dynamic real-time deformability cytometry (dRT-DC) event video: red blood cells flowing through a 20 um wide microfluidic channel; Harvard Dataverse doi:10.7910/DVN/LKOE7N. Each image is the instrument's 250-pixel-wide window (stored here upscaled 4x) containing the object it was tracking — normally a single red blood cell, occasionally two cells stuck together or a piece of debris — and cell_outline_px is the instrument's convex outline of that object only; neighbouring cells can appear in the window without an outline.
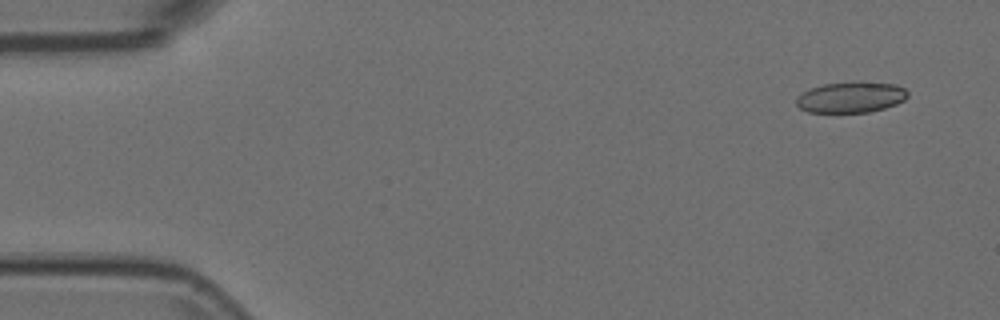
{"species": "Egyptian fruit bat (a non-hibernating species)", "species_latin": "Rousettus aegyptiacus", "temperature_condition": "room temperature", "stored_images_in_passage": 49, "camera_frame_rate_fps": 3000, "um_per_image_px": 0.085, "animal": {"sex": "female"}, "frame": {"image": 1, "passage_image": 1, "time_ms": 0.0, "image_size_px": [1000, 320], "cell_outline_px": [[908, 96], [904, 100], [896, 104], [884, 108], [868, 112], [808, 112], [800, 108], [796, 104], [796, 96], [812, 88], [824, 84], [860, 80], [896, 84], [904, 88], [908, 92]], "centroid_in_image_um": [72.35, 8.24], "position_along_channel_um": 12.6, "area_um2": 20.29}}
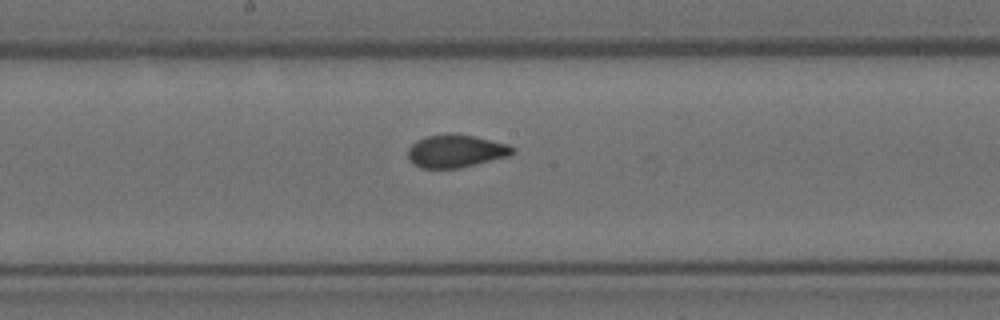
{"frame": {"image": 2, "passage_image": 26, "time_ms": 8.333, "image_size_px": [1000, 320], "cell_outline_px": [[516, 152], [508, 156], [460, 168], [420, 168], [408, 156], [408, 148], [416, 140], [424, 136], [472, 136], [508, 144], [516, 148]], "centroid_in_image_um": [38.77, 12.87], "position_along_channel_um": 209.4, "area_um2": 19.36}}
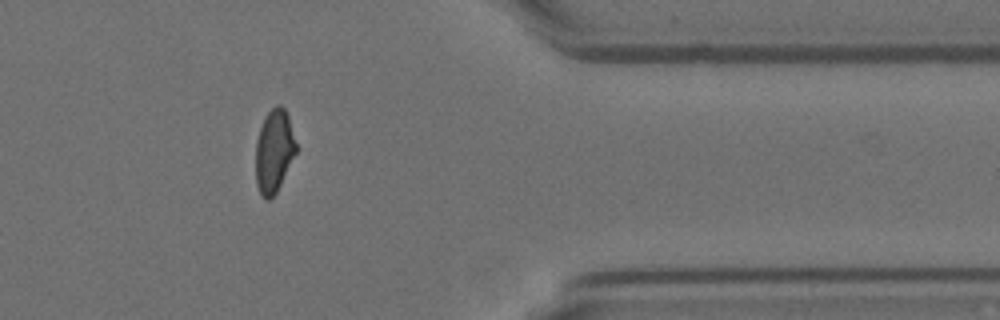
{"frame": {"image": 3, "passage_image": 42, "time_ms": 13.667, "image_size_px": [1000, 320], "cell_outline_px": [[296, 152], [276, 192], [268, 200], [264, 200], [256, 184], [256, 140], [260, 128], [268, 112], [276, 104], [280, 104], [284, 108], [288, 116], [296, 144]], "centroid_in_image_um": [23.28, 12.83], "position_along_channel_um": 388.1, "area_um2": 19.19}}